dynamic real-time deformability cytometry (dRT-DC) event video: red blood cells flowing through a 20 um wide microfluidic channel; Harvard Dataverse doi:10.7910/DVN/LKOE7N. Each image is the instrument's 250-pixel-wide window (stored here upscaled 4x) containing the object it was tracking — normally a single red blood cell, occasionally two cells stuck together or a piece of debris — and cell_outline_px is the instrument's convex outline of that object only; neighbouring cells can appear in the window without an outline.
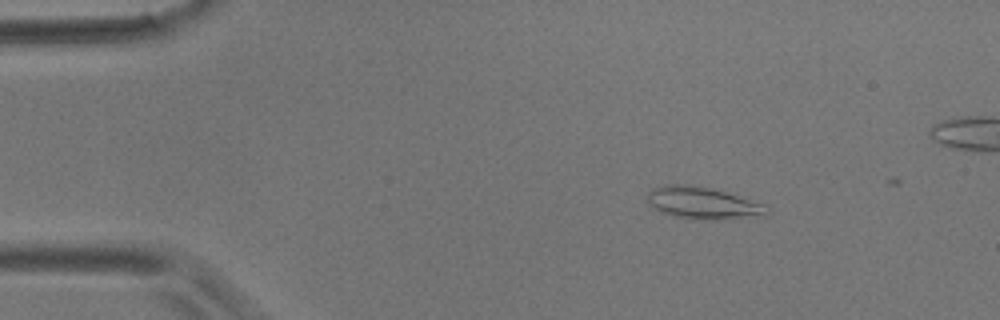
{"species": "common noctule bat (a hibernating species)", "species_latin": "Nyctalus noctula", "temperature_condition": "room temperature", "stored_images_in_passage": 2, "camera_frame_rate_fps": 3000, "um_per_image_px": 0.085, "animal": {"sex": "male", "body_mass_g": 17.9}, "frame": {"image": 1, "passage_image": 1, "time_ms": 0.0, "image_size_px": [1000, 320], "cell_outline_px": [[768, 216], [712, 220], [708, 220], [676, 216], [664, 212], [648, 204], [648, 192], [652, 188], [668, 184], [692, 184], [736, 192], [764, 204], [768, 212]], "centroid_in_image_um": [59.84, 17.22], "position_along_channel_um": 25.2, "area_um2": 22.83}}